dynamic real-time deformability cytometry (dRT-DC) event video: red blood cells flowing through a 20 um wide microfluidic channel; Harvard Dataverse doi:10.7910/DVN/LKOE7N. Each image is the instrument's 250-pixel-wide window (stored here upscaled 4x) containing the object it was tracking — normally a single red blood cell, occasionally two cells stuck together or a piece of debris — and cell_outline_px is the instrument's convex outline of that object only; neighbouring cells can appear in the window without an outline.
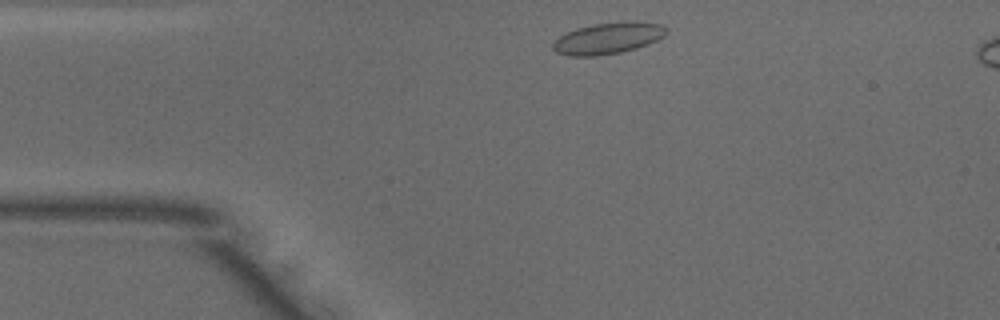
{"species": "common noctule bat (a hibernating species)", "species_latin": "Nyctalus noctula", "temperature_condition": "warm", "stored_images_in_passage": 31, "camera_frame_rate_fps": 3000, "um_per_image_px": 0.085, "animal": {"sex": "male", "body_mass_g": 18.8}, "frame": {"image": 1, "passage_image": 2, "time_ms": 0.333, "image_size_px": [1000, 320], "cell_outline_px": [[668, 32], [664, 36], [648, 44], [636, 48], [620, 52], [596, 56], [568, 56], [556, 52], [552, 48], [552, 44], [560, 36], [576, 28], [592, 24], [636, 20], [660, 24], [668, 28]], "centroid_in_image_um": [51.7, 3.24], "position_along_channel_um": 33.3, "area_um2": 20.87}}
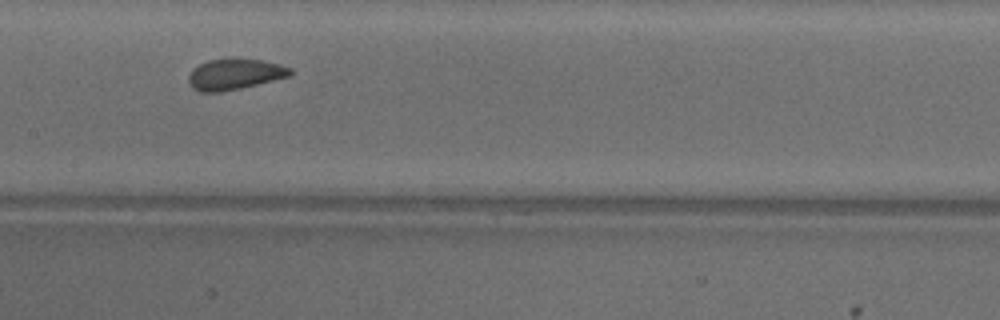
{"frame": {"image": 2, "passage_image": 16, "time_ms": 5.0, "image_size_px": [1000, 320], "cell_outline_px": [[292, 76], [240, 88], [220, 92], [200, 92], [192, 88], [188, 80], [188, 76], [200, 64], [208, 60], [260, 60], [280, 64], [292, 68]], "centroid_in_image_um": [19.99, 6.34], "position_along_channel_um": 187.4, "area_um2": 17.86}}
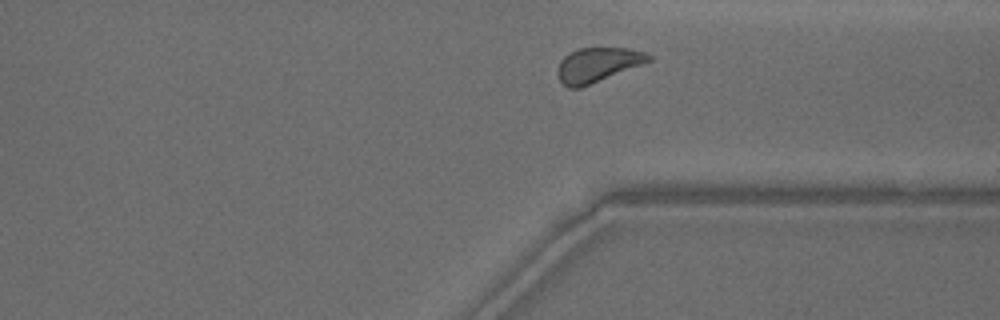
{"frame": {"image": 3, "passage_image": 29, "time_ms": 9.333, "image_size_px": [1000, 320], "cell_outline_px": [[652, 60], [580, 88], [568, 88], [560, 80], [556, 72], [560, 60], [564, 56], [580, 48], [628, 48], [644, 52], [652, 56]], "centroid_in_image_um": [50.77, 5.5], "position_along_channel_um": 360.6, "area_um2": 18.03}, "authors_computed_cell_mechanics": {"area_um2": 18.4382, "velocity_mm_per_s": 4.0016, "shape_relaxation_time_tau1_ms": 3.1214, "shape_relaxation_time_tau2_ms": 1.0271, "deformation_change_tau1": 0.0829, "deformation_change_tau2": 0.0368}}